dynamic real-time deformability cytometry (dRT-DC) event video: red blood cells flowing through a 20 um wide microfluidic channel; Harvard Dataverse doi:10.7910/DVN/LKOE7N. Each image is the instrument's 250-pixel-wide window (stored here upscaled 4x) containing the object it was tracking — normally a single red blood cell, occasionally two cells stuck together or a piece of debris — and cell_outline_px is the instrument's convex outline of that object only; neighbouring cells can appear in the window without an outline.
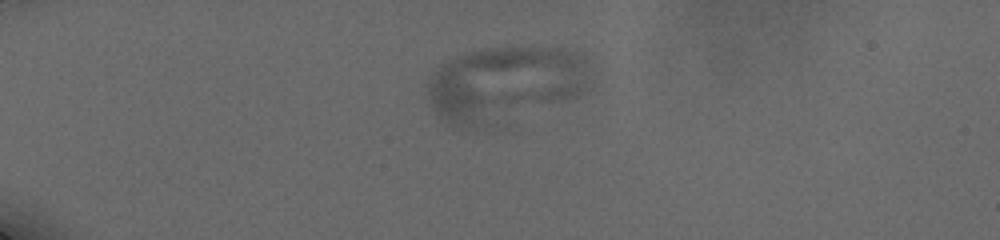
{"species": "human", "species_latin": "Homo sapiens", "temperature_condition": "cold", "stored_images_in_passage": 31, "camera_frame_rate_fps": 3000, "um_per_image_px": 0.085, "donor": {"sex": "male"}, "frame": {"image": 1, "passage_image": 1, "time_ms": 0.0, "image_size_px": [1000, 240], "cell_outline_px": [[592, 88], [580, 96], [480, 124], [456, 124], [444, 120], [428, 104], [428, 84], [432, 76], [440, 64], [448, 60], [472, 52], [488, 48], [560, 48], [572, 52], [580, 56], [584, 60]], "centroid_in_image_um": [42.93, 7.06], "position_along_channel_um": 42.1, "area_um2": 68.67}}